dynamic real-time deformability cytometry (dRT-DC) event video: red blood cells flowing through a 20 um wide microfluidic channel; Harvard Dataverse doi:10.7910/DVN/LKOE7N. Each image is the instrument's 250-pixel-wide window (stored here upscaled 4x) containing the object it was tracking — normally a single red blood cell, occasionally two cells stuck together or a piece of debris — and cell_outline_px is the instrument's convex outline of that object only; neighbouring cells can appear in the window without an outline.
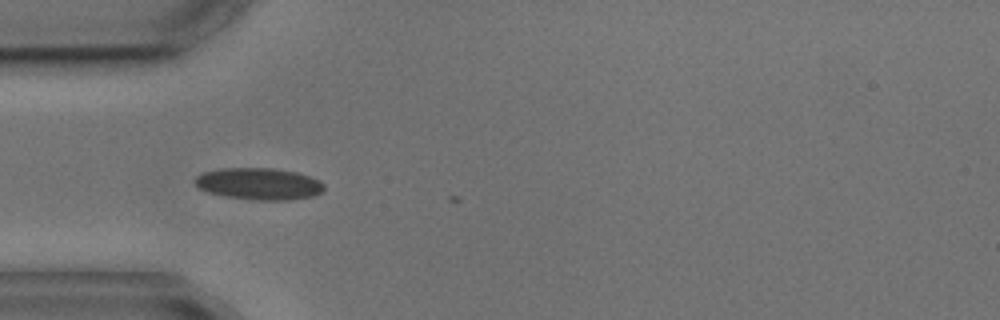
{"species": "common noctule bat (a hibernating species)", "species_latin": "Nyctalus noctula", "temperature_condition": "cold", "stored_images_in_passage": 6, "camera_frame_rate_fps": 3000, "um_per_image_px": 0.085, "animal": {"sex": "male", "body_mass_g": 17.9, "forearm_length_mm": 54.2}, "frame": {"image": 1, "passage_image": 5, "time_ms": 5.667, "image_size_px": [1000, 320], "cell_outline_px": [[324, 188], [320, 192], [312, 196], [288, 200], [256, 200], [224, 196], [208, 192], [200, 188], [196, 184], [196, 176], [204, 172], [224, 168], [272, 168], [296, 172], [320, 180], [324, 184]], "centroid_in_image_um": [22.02, 15.62], "position_along_channel_um": 63.0, "area_um2": 23.7}}